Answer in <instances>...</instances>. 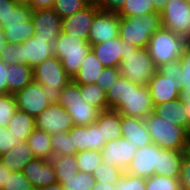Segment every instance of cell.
Segmentation results:
<instances>
[{"label": "cell", "mask_w": 190, "mask_h": 190, "mask_svg": "<svg viewBox=\"0 0 190 190\" xmlns=\"http://www.w3.org/2000/svg\"><path fill=\"white\" fill-rule=\"evenodd\" d=\"M17 56V46L15 44L8 43L0 53V60L6 65H22V61L17 58Z\"/></svg>", "instance_id": "obj_50"}, {"label": "cell", "mask_w": 190, "mask_h": 190, "mask_svg": "<svg viewBox=\"0 0 190 190\" xmlns=\"http://www.w3.org/2000/svg\"><path fill=\"white\" fill-rule=\"evenodd\" d=\"M153 113L160 118L169 121L171 124L183 126L186 129L189 127V122L184 110V105L179 98L154 105Z\"/></svg>", "instance_id": "obj_25"}, {"label": "cell", "mask_w": 190, "mask_h": 190, "mask_svg": "<svg viewBox=\"0 0 190 190\" xmlns=\"http://www.w3.org/2000/svg\"><path fill=\"white\" fill-rule=\"evenodd\" d=\"M95 183L92 174L78 172L76 177L64 179L62 186L65 190H93Z\"/></svg>", "instance_id": "obj_40"}, {"label": "cell", "mask_w": 190, "mask_h": 190, "mask_svg": "<svg viewBox=\"0 0 190 190\" xmlns=\"http://www.w3.org/2000/svg\"><path fill=\"white\" fill-rule=\"evenodd\" d=\"M104 65L97 59L92 50L86 55L78 73L73 77V81L78 85L93 84L99 81Z\"/></svg>", "instance_id": "obj_27"}, {"label": "cell", "mask_w": 190, "mask_h": 190, "mask_svg": "<svg viewBox=\"0 0 190 190\" xmlns=\"http://www.w3.org/2000/svg\"><path fill=\"white\" fill-rule=\"evenodd\" d=\"M56 172L57 182L64 184V179H71L76 177L78 171V164L75 155H57L50 159Z\"/></svg>", "instance_id": "obj_30"}, {"label": "cell", "mask_w": 190, "mask_h": 190, "mask_svg": "<svg viewBox=\"0 0 190 190\" xmlns=\"http://www.w3.org/2000/svg\"><path fill=\"white\" fill-rule=\"evenodd\" d=\"M15 97L17 109L26 112L34 118L50 105L43 85L37 83L35 80L18 91Z\"/></svg>", "instance_id": "obj_11"}, {"label": "cell", "mask_w": 190, "mask_h": 190, "mask_svg": "<svg viewBox=\"0 0 190 190\" xmlns=\"http://www.w3.org/2000/svg\"><path fill=\"white\" fill-rule=\"evenodd\" d=\"M185 150L164 149L159 147L158 166L154 169V175L179 178L180 169Z\"/></svg>", "instance_id": "obj_22"}, {"label": "cell", "mask_w": 190, "mask_h": 190, "mask_svg": "<svg viewBox=\"0 0 190 190\" xmlns=\"http://www.w3.org/2000/svg\"><path fill=\"white\" fill-rule=\"evenodd\" d=\"M161 27L160 13L120 17L119 37L137 48H147L151 36Z\"/></svg>", "instance_id": "obj_3"}, {"label": "cell", "mask_w": 190, "mask_h": 190, "mask_svg": "<svg viewBox=\"0 0 190 190\" xmlns=\"http://www.w3.org/2000/svg\"><path fill=\"white\" fill-rule=\"evenodd\" d=\"M121 132L122 137L131 141V144L136 148L153 143L144 119L121 115Z\"/></svg>", "instance_id": "obj_21"}, {"label": "cell", "mask_w": 190, "mask_h": 190, "mask_svg": "<svg viewBox=\"0 0 190 190\" xmlns=\"http://www.w3.org/2000/svg\"><path fill=\"white\" fill-rule=\"evenodd\" d=\"M120 17L117 13L99 11L93 20L88 36L90 45L103 43L119 36Z\"/></svg>", "instance_id": "obj_16"}, {"label": "cell", "mask_w": 190, "mask_h": 190, "mask_svg": "<svg viewBox=\"0 0 190 190\" xmlns=\"http://www.w3.org/2000/svg\"><path fill=\"white\" fill-rule=\"evenodd\" d=\"M91 0H55L52 9L63 19L88 6Z\"/></svg>", "instance_id": "obj_38"}, {"label": "cell", "mask_w": 190, "mask_h": 190, "mask_svg": "<svg viewBox=\"0 0 190 190\" xmlns=\"http://www.w3.org/2000/svg\"><path fill=\"white\" fill-rule=\"evenodd\" d=\"M7 174L10 170L0 163V190L6 185Z\"/></svg>", "instance_id": "obj_58"}, {"label": "cell", "mask_w": 190, "mask_h": 190, "mask_svg": "<svg viewBox=\"0 0 190 190\" xmlns=\"http://www.w3.org/2000/svg\"><path fill=\"white\" fill-rule=\"evenodd\" d=\"M21 142L23 141H16L14 135L7 127H0V156Z\"/></svg>", "instance_id": "obj_49"}, {"label": "cell", "mask_w": 190, "mask_h": 190, "mask_svg": "<svg viewBox=\"0 0 190 190\" xmlns=\"http://www.w3.org/2000/svg\"><path fill=\"white\" fill-rule=\"evenodd\" d=\"M123 174L122 169L101 162L93 171L92 176L97 182L114 185L121 179Z\"/></svg>", "instance_id": "obj_37"}, {"label": "cell", "mask_w": 190, "mask_h": 190, "mask_svg": "<svg viewBox=\"0 0 190 190\" xmlns=\"http://www.w3.org/2000/svg\"><path fill=\"white\" fill-rule=\"evenodd\" d=\"M34 26L32 19L25 23L9 24L8 28H3L5 38L8 43H24L34 36Z\"/></svg>", "instance_id": "obj_32"}, {"label": "cell", "mask_w": 190, "mask_h": 190, "mask_svg": "<svg viewBox=\"0 0 190 190\" xmlns=\"http://www.w3.org/2000/svg\"><path fill=\"white\" fill-rule=\"evenodd\" d=\"M146 190H181L179 178L153 175L146 178Z\"/></svg>", "instance_id": "obj_41"}, {"label": "cell", "mask_w": 190, "mask_h": 190, "mask_svg": "<svg viewBox=\"0 0 190 190\" xmlns=\"http://www.w3.org/2000/svg\"><path fill=\"white\" fill-rule=\"evenodd\" d=\"M126 0H98L97 6L101 11L117 13Z\"/></svg>", "instance_id": "obj_52"}, {"label": "cell", "mask_w": 190, "mask_h": 190, "mask_svg": "<svg viewBox=\"0 0 190 190\" xmlns=\"http://www.w3.org/2000/svg\"><path fill=\"white\" fill-rule=\"evenodd\" d=\"M26 141L35 158L50 160L53 157L50 135L47 132L35 129Z\"/></svg>", "instance_id": "obj_29"}, {"label": "cell", "mask_w": 190, "mask_h": 190, "mask_svg": "<svg viewBox=\"0 0 190 190\" xmlns=\"http://www.w3.org/2000/svg\"><path fill=\"white\" fill-rule=\"evenodd\" d=\"M106 94L109 110L118 111L127 102L128 79L120 76Z\"/></svg>", "instance_id": "obj_31"}, {"label": "cell", "mask_w": 190, "mask_h": 190, "mask_svg": "<svg viewBox=\"0 0 190 190\" xmlns=\"http://www.w3.org/2000/svg\"><path fill=\"white\" fill-rule=\"evenodd\" d=\"M17 4L11 0H0V25L9 21V16Z\"/></svg>", "instance_id": "obj_54"}, {"label": "cell", "mask_w": 190, "mask_h": 190, "mask_svg": "<svg viewBox=\"0 0 190 190\" xmlns=\"http://www.w3.org/2000/svg\"><path fill=\"white\" fill-rule=\"evenodd\" d=\"M34 80L43 85L50 104H56L59 101L62 88L72 78L66 73L61 61L54 55L34 67Z\"/></svg>", "instance_id": "obj_5"}, {"label": "cell", "mask_w": 190, "mask_h": 190, "mask_svg": "<svg viewBox=\"0 0 190 190\" xmlns=\"http://www.w3.org/2000/svg\"><path fill=\"white\" fill-rule=\"evenodd\" d=\"M55 0H29L28 5H30L33 10L37 9H47L52 8Z\"/></svg>", "instance_id": "obj_55"}, {"label": "cell", "mask_w": 190, "mask_h": 190, "mask_svg": "<svg viewBox=\"0 0 190 190\" xmlns=\"http://www.w3.org/2000/svg\"><path fill=\"white\" fill-rule=\"evenodd\" d=\"M11 1L18 5H28L29 3V0H11Z\"/></svg>", "instance_id": "obj_63"}, {"label": "cell", "mask_w": 190, "mask_h": 190, "mask_svg": "<svg viewBox=\"0 0 190 190\" xmlns=\"http://www.w3.org/2000/svg\"><path fill=\"white\" fill-rule=\"evenodd\" d=\"M119 65L121 76L131 83L148 85L157 70L147 48H137L126 41V51Z\"/></svg>", "instance_id": "obj_1"}, {"label": "cell", "mask_w": 190, "mask_h": 190, "mask_svg": "<svg viewBox=\"0 0 190 190\" xmlns=\"http://www.w3.org/2000/svg\"><path fill=\"white\" fill-rule=\"evenodd\" d=\"M80 94L90 105L100 111H107V94L96 83L80 85Z\"/></svg>", "instance_id": "obj_33"}, {"label": "cell", "mask_w": 190, "mask_h": 190, "mask_svg": "<svg viewBox=\"0 0 190 190\" xmlns=\"http://www.w3.org/2000/svg\"><path fill=\"white\" fill-rule=\"evenodd\" d=\"M157 70L164 76H176L182 72L180 60L165 63Z\"/></svg>", "instance_id": "obj_53"}, {"label": "cell", "mask_w": 190, "mask_h": 190, "mask_svg": "<svg viewBox=\"0 0 190 190\" xmlns=\"http://www.w3.org/2000/svg\"><path fill=\"white\" fill-rule=\"evenodd\" d=\"M99 11L100 9L97 6V3L91 2L79 12L62 19V32L88 42L90 28L93 24L95 15Z\"/></svg>", "instance_id": "obj_13"}, {"label": "cell", "mask_w": 190, "mask_h": 190, "mask_svg": "<svg viewBox=\"0 0 190 190\" xmlns=\"http://www.w3.org/2000/svg\"><path fill=\"white\" fill-rule=\"evenodd\" d=\"M154 104L147 85L141 86L128 80L127 102L118 110L121 115L145 119L153 112Z\"/></svg>", "instance_id": "obj_9"}, {"label": "cell", "mask_w": 190, "mask_h": 190, "mask_svg": "<svg viewBox=\"0 0 190 190\" xmlns=\"http://www.w3.org/2000/svg\"><path fill=\"white\" fill-rule=\"evenodd\" d=\"M113 190H146V179L128 173L113 185Z\"/></svg>", "instance_id": "obj_44"}, {"label": "cell", "mask_w": 190, "mask_h": 190, "mask_svg": "<svg viewBox=\"0 0 190 190\" xmlns=\"http://www.w3.org/2000/svg\"><path fill=\"white\" fill-rule=\"evenodd\" d=\"M17 110L14 94H0V127H7L10 119Z\"/></svg>", "instance_id": "obj_39"}, {"label": "cell", "mask_w": 190, "mask_h": 190, "mask_svg": "<svg viewBox=\"0 0 190 190\" xmlns=\"http://www.w3.org/2000/svg\"><path fill=\"white\" fill-rule=\"evenodd\" d=\"M181 78V74L164 76L156 70L147 85L153 104L157 105L179 98Z\"/></svg>", "instance_id": "obj_12"}, {"label": "cell", "mask_w": 190, "mask_h": 190, "mask_svg": "<svg viewBox=\"0 0 190 190\" xmlns=\"http://www.w3.org/2000/svg\"><path fill=\"white\" fill-rule=\"evenodd\" d=\"M95 124L101 129L102 140L106 143L122 137L121 114L118 111H101Z\"/></svg>", "instance_id": "obj_26"}, {"label": "cell", "mask_w": 190, "mask_h": 190, "mask_svg": "<svg viewBox=\"0 0 190 190\" xmlns=\"http://www.w3.org/2000/svg\"><path fill=\"white\" fill-rule=\"evenodd\" d=\"M68 134L71 138L72 148H76L77 153L87 150L88 145V126L74 125Z\"/></svg>", "instance_id": "obj_42"}, {"label": "cell", "mask_w": 190, "mask_h": 190, "mask_svg": "<svg viewBox=\"0 0 190 190\" xmlns=\"http://www.w3.org/2000/svg\"><path fill=\"white\" fill-rule=\"evenodd\" d=\"M33 8L30 5H16L9 16V21L2 25L8 28L9 24L25 23L32 19Z\"/></svg>", "instance_id": "obj_46"}, {"label": "cell", "mask_w": 190, "mask_h": 190, "mask_svg": "<svg viewBox=\"0 0 190 190\" xmlns=\"http://www.w3.org/2000/svg\"><path fill=\"white\" fill-rule=\"evenodd\" d=\"M91 50L104 67L119 68L121 56L126 51V40L118 36L103 43L91 45Z\"/></svg>", "instance_id": "obj_20"}, {"label": "cell", "mask_w": 190, "mask_h": 190, "mask_svg": "<svg viewBox=\"0 0 190 190\" xmlns=\"http://www.w3.org/2000/svg\"><path fill=\"white\" fill-rule=\"evenodd\" d=\"M58 104L69 113L74 125L88 126L95 124L101 112L82 98L80 85L73 80L62 88Z\"/></svg>", "instance_id": "obj_7"}, {"label": "cell", "mask_w": 190, "mask_h": 190, "mask_svg": "<svg viewBox=\"0 0 190 190\" xmlns=\"http://www.w3.org/2000/svg\"><path fill=\"white\" fill-rule=\"evenodd\" d=\"M41 190H65L61 184L58 182L41 187Z\"/></svg>", "instance_id": "obj_62"}, {"label": "cell", "mask_w": 190, "mask_h": 190, "mask_svg": "<svg viewBox=\"0 0 190 190\" xmlns=\"http://www.w3.org/2000/svg\"><path fill=\"white\" fill-rule=\"evenodd\" d=\"M179 183L181 190H190V157L187 155H184L181 163Z\"/></svg>", "instance_id": "obj_51"}, {"label": "cell", "mask_w": 190, "mask_h": 190, "mask_svg": "<svg viewBox=\"0 0 190 190\" xmlns=\"http://www.w3.org/2000/svg\"><path fill=\"white\" fill-rule=\"evenodd\" d=\"M32 190H41V188H33Z\"/></svg>", "instance_id": "obj_66"}, {"label": "cell", "mask_w": 190, "mask_h": 190, "mask_svg": "<svg viewBox=\"0 0 190 190\" xmlns=\"http://www.w3.org/2000/svg\"><path fill=\"white\" fill-rule=\"evenodd\" d=\"M93 190H113V185L96 181Z\"/></svg>", "instance_id": "obj_60"}, {"label": "cell", "mask_w": 190, "mask_h": 190, "mask_svg": "<svg viewBox=\"0 0 190 190\" xmlns=\"http://www.w3.org/2000/svg\"><path fill=\"white\" fill-rule=\"evenodd\" d=\"M34 157L27 141L16 144L8 152L0 156V163L10 171H23L26 164Z\"/></svg>", "instance_id": "obj_23"}, {"label": "cell", "mask_w": 190, "mask_h": 190, "mask_svg": "<svg viewBox=\"0 0 190 190\" xmlns=\"http://www.w3.org/2000/svg\"><path fill=\"white\" fill-rule=\"evenodd\" d=\"M146 128L155 145L164 149L185 150L187 129L160 118L153 112L145 119Z\"/></svg>", "instance_id": "obj_6"}, {"label": "cell", "mask_w": 190, "mask_h": 190, "mask_svg": "<svg viewBox=\"0 0 190 190\" xmlns=\"http://www.w3.org/2000/svg\"><path fill=\"white\" fill-rule=\"evenodd\" d=\"M187 139H190V124H189V127L187 129Z\"/></svg>", "instance_id": "obj_65"}, {"label": "cell", "mask_w": 190, "mask_h": 190, "mask_svg": "<svg viewBox=\"0 0 190 190\" xmlns=\"http://www.w3.org/2000/svg\"><path fill=\"white\" fill-rule=\"evenodd\" d=\"M7 44H8V41L6 40L3 28L0 25V53L4 49L5 45Z\"/></svg>", "instance_id": "obj_61"}, {"label": "cell", "mask_w": 190, "mask_h": 190, "mask_svg": "<svg viewBox=\"0 0 190 190\" xmlns=\"http://www.w3.org/2000/svg\"><path fill=\"white\" fill-rule=\"evenodd\" d=\"M7 128L12 132L16 141H26L36 129L35 118L17 109Z\"/></svg>", "instance_id": "obj_28"}, {"label": "cell", "mask_w": 190, "mask_h": 190, "mask_svg": "<svg viewBox=\"0 0 190 190\" xmlns=\"http://www.w3.org/2000/svg\"><path fill=\"white\" fill-rule=\"evenodd\" d=\"M151 1L153 3L155 10L158 13H161V11L165 8V4L167 0H151Z\"/></svg>", "instance_id": "obj_59"}, {"label": "cell", "mask_w": 190, "mask_h": 190, "mask_svg": "<svg viewBox=\"0 0 190 190\" xmlns=\"http://www.w3.org/2000/svg\"><path fill=\"white\" fill-rule=\"evenodd\" d=\"M53 50L66 73L73 79L91 50V45L86 40L61 32L53 41Z\"/></svg>", "instance_id": "obj_4"}, {"label": "cell", "mask_w": 190, "mask_h": 190, "mask_svg": "<svg viewBox=\"0 0 190 190\" xmlns=\"http://www.w3.org/2000/svg\"><path fill=\"white\" fill-rule=\"evenodd\" d=\"M181 63V90L180 93H190V43L184 49L183 54L180 57Z\"/></svg>", "instance_id": "obj_45"}, {"label": "cell", "mask_w": 190, "mask_h": 190, "mask_svg": "<svg viewBox=\"0 0 190 190\" xmlns=\"http://www.w3.org/2000/svg\"><path fill=\"white\" fill-rule=\"evenodd\" d=\"M50 141L53 151V156L57 155H76V148H72L71 138L68 132H57L50 135Z\"/></svg>", "instance_id": "obj_36"}, {"label": "cell", "mask_w": 190, "mask_h": 190, "mask_svg": "<svg viewBox=\"0 0 190 190\" xmlns=\"http://www.w3.org/2000/svg\"><path fill=\"white\" fill-rule=\"evenodd\" d=\"M6 71L7 65L0 60V94H7Z\"/></svg>", "instance_id": "obj_56"}, {"label": "cell", "mask_w": 190, "mask_h": 190, "mask_svg": "<svg viewBox=\"0 0 190 190\" xmlns=\"http://www.w3.org/2000/svg\"><path fill=\"white\" fill-rule=\"evenodd\" d=\"M7 94H16L34 80V68L29 65H7Z\"/></svg>", "instance_id": "obj_24"}, {"label": "cell", "mask_w": 190, "mask_h": 190, "mask_svg": "<svg viewBox=\"0 0 190 190\" xmlns=\"http://www.w3.org/2000/svg\"><path fill=\"white\" fill-rule=\"evenodd\" d=\"M121 76L120 70L117 67H104L99 76V81L96 84L103 89L105 93L109 91L115 81Z\"/></svg>", "instance_id": "obj_47"}, {"label": "cell", "mask_w": 190, "mask_h": 190, "mask_svg": "<svg viewBox=\"0 0 190 190\" xmlns=\"http://www.w3.org/2000/svg\"><path fill=\"white\" fill-rule=\"evenodd\" d=\"M17 58L32 68L54 56L53 44L34 36L24 43H17Z\"/></svg>", "instance_id": "obj_17"}, {"label": "cell", "mask_w": 190, "mask_h": 190, "mask_svg": "<svg viewBox=\"0 0 190 190\" xmlns=\"http://www.w3.org/2000/svg\"><path fill=\"white\" fill-rule=\"evenodd\" d=\"M148 13H158L151 0H126L117 12L119 17L141 16Z\"/></svg>", "instance_id": "obj_34"}, {"label": "cell", "mask_w": 190, "mask_h": 190, "mask_svg": "<svg viewBox=\"0 0 190 190\" xmlns=\"http://www.w3.org/2000/svg\"><path fill=\"white\" fill-rule=\"evenodd\" d=\"M185 155L190 157V139H187L186 147H185Z\"/></svg>", "instance_id": "obj_64"}, {"label": "cell", "mask_w": 190, "mask_h": 190, "mask_svg": "<svg viewBox=\"0 0 190 190\" xmlns=\"http://www.w3.org/2000/svg\"><path fill=\"white\" fill-rule=\"evenodd\" d=\"M159 146L154 143L137 148L130 166L125 173L138 176L141 178H149L154 175V169L158 166Z\"/></svg>", "instance_id": "obj_18"}, {"label": "cell", "mask_w": 190, "mask_h": 190, "mask_svg": "<svg viewBox=\"0 0 190 190\" xmlns=\"http://www.w3.org/2000/svg\"><path fill=\"white\" fill-rule=\"evenodd\" d=\"M189 43L185 37L161 26L151 36L147 49L154 66L159 68L165 63L178 61Z\"/></svg>", "instance_id": "obj_2"}, {"label": "cell", "mask_w": 190, "mask_h": 190, "mask_svg": "<svg viewBox=\"0 0 190 190\" xmlns=\"http://www.w3.org/2000/svg\"><path fill=\"white\" fill-rule=\"evenodd\" d=\"M36 129L43 130L49 135L57 132H68L74 122L69 113L58 103L50 104L35 117Z\"/></svg>", "instance_id": "obj_10"}, {"label": "cell", "mask_w": 190, "mask_h": 190, "mask_svg": "<svg viewBox=\"0 0 190 190\" xmlns=\"http://www.w3.org/2000/svg\"><path fill=\"white\" fill-rule=\"evenodd\" d=\"M33 188L23 171H10V174H7L6 185L1 190H32Z\"/></svg>", "instance_id": "obj_43"}, {"label": "cell", "mask_w": 190, "mask_h": 190, "mask_svg": "<svg viewBox=\"0 0 190 190\" xmlns=\"http://www.w3.org/2000/svg\"><path fill=\"white\" fill-rule=\"evenodd\" d=\"M136 150L137 148L131 144V141L121 137L106 143L100 152L103 163L118 167L125 172L130 166Z\"/></svg>", "instance_id": "obj_15"}, {"label": "cell", "mask_w": 190, "mask_h": 190, "mask_svg": "<svg viewBox=\"0 0 190 190\" xmlns=\"http://www.w3.org/2000/svg\"><path fill=\"white\" fill-rule=\"evenodd\" d=\"M160 17L162 27L189 41L190 4L186 0H167Z\"/></svg>", "instance_id": "obj_8"}, {"label": "cell", "mask_w": 190, "mask_h": 190, "mask_svg": "<svg viewBox=\"0 0 190 190\" xmlns=\"http://www.w3.org/2000/svg\"><path fill=\"white\" fill-rule=\"evenodd\" d=\"M32 21L34 37L48 43L53 44L62 32V18L52 8L33 10Z\"/></svg>", "instance_id": "obj_14"}, {"label": "cell", "mask_w": 190, "mask_h": 190, "mask_svg": "<svg viewBox=\"0 0 190 190\" xmlns=\"http://www.w3.org/2000/svg\"><path fill=\"white\" fill-rule=\"evenodd\" d=\"M23 173L34 188H41L57 182L56 172L50 160L33 158Z\"/></svg>", "instance_id": "obj_19"}, {"label": "cell", "mask_w": 190, "mask_h": 190, "mask_svg": "<svg viewBox=\"0 0 190 190\" xmlns=\"http://www.w3.org/2000/svg\"><path fill=\"white\" fill-rule=\"evenodd\" d=\"M179 99L184 105V110L186 111V116L190 124V93H180Z\"/></svg>", "instance_id": "obj_57"}, {"label": "cell", "mask_w": 190, "mask_h": 190, "mask_svg": "<svg viewBox=\"0 0 190 190\" xmlns=\"http://www.w3.org/2000/svg\"><path fill=\"white\" fill-rule=\"evenodd\" d=\"M78 171L92 174L95 168L101 164L102 155L100 151L85 150L78 152L76 155Z\"/></svg>", "instance_id": "obj_35"}, {"label": "cell", "mask_w": 190, "mask_h": 190, "mask_svg": "<svg viewBox=\"0 0 190 190\" xmlns=\"http://www.w3.org/2000/svg\"><path fill=\"white\" fill-rule=\"evenodd\" d=\"M105 144L106 140H102L101 129L96 124L88 125L87 150L100 151Z\"/></svg>", "instance_id": "obj_48"}]
</instances>
